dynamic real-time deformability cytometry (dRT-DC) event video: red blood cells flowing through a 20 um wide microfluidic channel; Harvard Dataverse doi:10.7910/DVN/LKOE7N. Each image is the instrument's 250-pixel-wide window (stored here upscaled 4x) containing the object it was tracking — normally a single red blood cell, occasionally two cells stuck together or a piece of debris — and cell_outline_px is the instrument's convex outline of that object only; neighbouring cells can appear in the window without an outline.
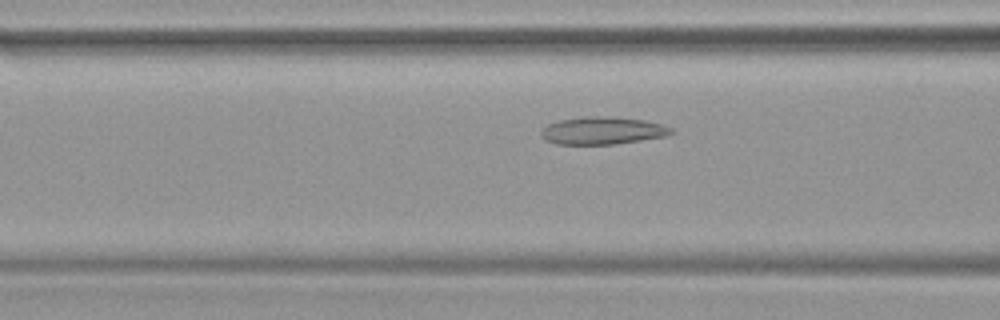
{"species": "common noctule bat (a hibernating species)", "species_latin": "Nyctalus noctula", "temperature_condition": "warm", "stored_images_in_passage": 27, "camera_frame_rate_fps": 3000, "um_per_image_px": 0.085, "animal": {"sex": "female", "body_mass_g": 19.9}, "frame": {"image": 1, "passage_image": 5, "time_ms": 1.333, "image_size_px": [1000, 320], "cell_outline_px": [[676, 132], [664, 136], [616, 144], [556, 144], [540, 136], [540, 132], [548, 124], [560, 120], [584, 116], [600, 116], [644, 120], [664, 124], [672, 128]], "centroid_in_image_um": [51.23, 11.1], "position_along_channel_um": 115.4, "area_um2": 20.75}}
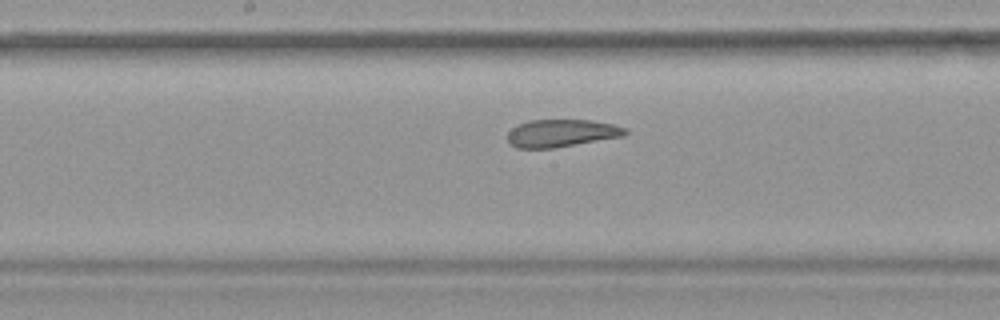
{"frame": {"image": 2, "passage_image": 11, "time_ms": 3.333, "image_size_px": [1000, 320], "cell_outline_px": [[628, 132], [624, 136], [556, 148], [516, 148], [508, 144], [508, 132], [516, 124], [528, 120], [592, 120], [612, 124], [628, 128]], "centroid_in_image_um": [47.71, 11.32], "position_along_channel_um": 200.5, "area_um2": 19.19}}
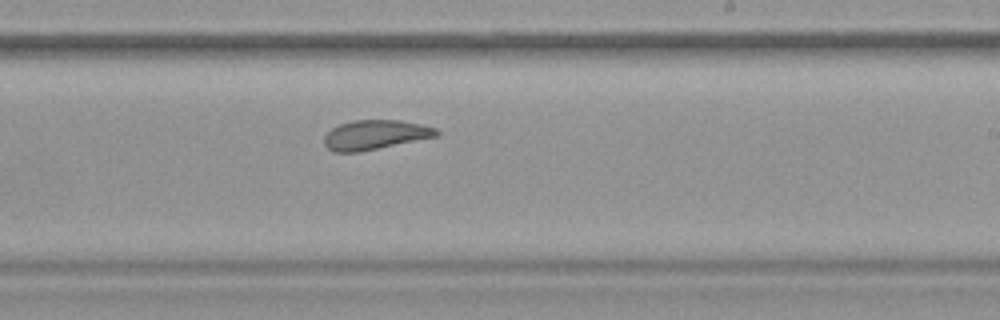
{"frame": {"image": 3, "passage_image": 15, "time_ms": 4.667, "image_size_px": [1000, 320], "cell_outline_px": [[440, 132], [436, 136], [360, 152], [332, 152], [324, 144], [324, 136], [332, 128], [340, 124], [352, 120], [400, 120], [420, 124], [436, 128]], "centroid_in_image_um": [31.85, 11.46], "position_along_channel_um": 257.1, "area_um2": 19.19}}